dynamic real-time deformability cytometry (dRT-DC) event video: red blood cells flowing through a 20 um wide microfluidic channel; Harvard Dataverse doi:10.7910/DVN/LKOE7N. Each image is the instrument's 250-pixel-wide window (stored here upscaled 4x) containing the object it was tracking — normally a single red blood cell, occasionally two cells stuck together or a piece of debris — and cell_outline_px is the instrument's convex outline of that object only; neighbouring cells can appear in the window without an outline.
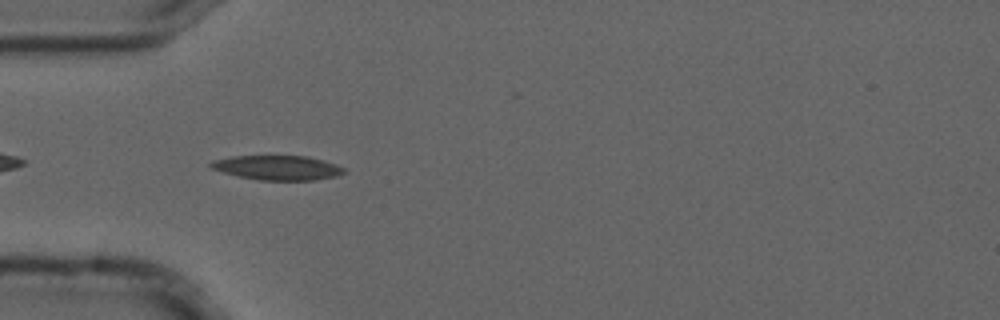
{"species": "common noctule bat (a hibernating species)", "species_latin": "Nyctalus noctula", "temperature_condition": "cold", "stored_images_in_passage": 5, "camera_frame_rate_fps": 3000, "um_per_image_px": 0.085, "animal": {"sex": "male", "forearm_length_mm": 52.5}, "frame": {"image": 1, "passage_image": 4, "time_ms": 1.0, "image_size_px": [1000, 320], "cell_outline_px": [[344, 172], [336, 176], [312, 180], [260, 180], [240, 176], [224, 172], [212, 168], [208, 164], [212, 160], [232, 156], [308, 156], [324, 160], [336, 164], [344, 168]], "centroid_in_image_um": [23.59, 14.24], "position_along_channel_um": 61.4, "area_um2": 18.84}}
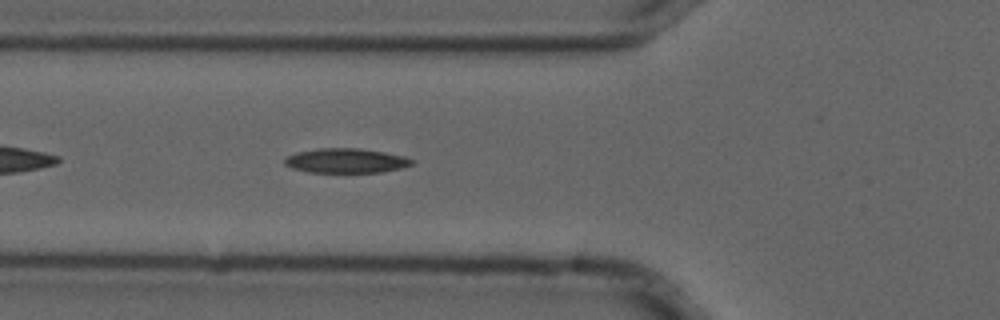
{"frame": {"image": 2, "passage_image": 5, "time_ms": 1.333, "image_size_px": [1000, 320], "cell_outline_px": [[416, 160], [412, 164], [400, 168], [384, 172], [308, 172], [292, 168], [284, 164], [284, 160], [288, 156], [296, 152], [320, 148], [360, 148], [384, 152], [404, 156]], "centroid_in_image_um": [29.42, 13.65], "position_along_channel_um": 96.4, "area_um2": 18.21}}